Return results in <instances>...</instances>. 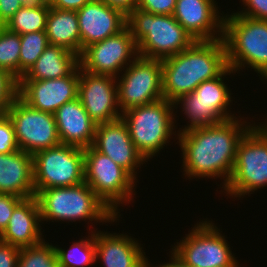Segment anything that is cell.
<instances>
[{
  "instance_id": "obj_39",
  "label": "cell",
  "mask_w": 267,
  "mask_h": 267,
  "mask_svg": "<svg viewBox=\"0 0 267 267\" xmlns=\"http://www.w3.org/2000/svg\"><path fill=\"white\" fill-rule=\"evenodd\" d=\"M110 7L119 9L126 16L136 8L137 0H101Z\"/></svg>"
},
{
  "instance_id": "obj_36",
  "label": "cell",
  "mask_w": 267,
  "mask_h": 267,
  "mask_svg": "<svg viewBox=\"0 0 267 267\" xmlns=\"http://www.w3.org/2000/svg\"><path fill=\"white\" fill-rule=\"evenodd\" d=\"M20 249L0 240V267H16Z\"/></svg>"
},
{
  "instance_id": "obj_37",
  "label": "cell",
  "mask_w": 267,
  "mask_h": 267,
  "mask_svg": "<svg viewBox=\"0 0 267 267\" xmlns=\"http://www.w3.org/2000/svg\"><path fill=\"white\" fill-rule=\"evenodd\" d=\"M22 0H0V23L7 21L22 7Z\"/></svg>"
},
{
  "instance_id": "obj_33",
  "label": "cell",
  "mask_w": 267,
  "mask_h": 267,
  "mask_svg": "<svg viewBox=\"0 0 267 267\" xmlns=\"http://www.w3.org/2000/svg\"><path fill=\"white\" fill-rule=\"evenodd\" d=\"M177 0H137L136 8L152 14L173 15Z\"/></svg>"
},
{
  "instance_id": "obj_5",
  "label": "cell",
  "mask_w": 267,
  "mask_h": 267,
  "mask_svg": "<svg viewBox=\"0 0 267 267\" xmlns=\"http://www.w3.org/2000/svg\"><path fill=\"white\" fill-rule=\"evenodd\" d=\"M35 197L41 221L89 220L112 223L119 220L86 182L71 187L43 189Z\"/></svg>"
},
{
  "instance_id": "obj_8",
  "label": "cell",
  "mask_w": 267,
  "mask_h": 267,
  "mask_svg": "<svg viewBox=\"0 0 267 267\" xmlns=\"http://www.w3.org/2000/svg\"><path fill=\"white\" fill-rule=\"evenodd\" d=\"M234 71L227 67L218 77L202 82L196 89L180 96L173 102L175 109L181 103L182 112L189 120L187 126L177 131L178 134L184 133L195 128H202L212 124H219L222 121L235 118L234 114L227 111L231 100L230 90L225 84V75H230Z\"/></svg>"
},
{
  "instance_id": "obj_22",
  "label": "cell",
  "mask_w": 267,
  "mask_h": 267,
  "mask_svg": "<svg viewBox=\"0 0 267 267\" xmlns=\"http://www.w3.org/2000/svg\"><path fill=\"white\" fill-rule=\"evenodd\" d=\"M39 222L42 221L37 198L23 199L14 208L0 240L19 249L37 245L44 240Z\"/></svg>"
},
{
  "instance_id": "obj_19",
  "label": "cell",
  "mask_w": 267,
  "mask_h": 267,
  "mask_svg": "<svg viewBox=\"0 0 267 267\" xmlns=\"http://www.w3.org/2000/svg\"><path fill=\"white\" fill-rule=\"evenodd\" d=\"M77 17L81 35V53L89 45L113 36L127 26V16L101 0H90L77 10Z\"/></svg>"
},
{
  "instance_id": "obj_21",
  "label": "cell",
  "mask_w": 267,
  "mask_h": 267,
  "mask_svg": "<svg viewBox=\"0 0 267 267\" xmlns=\"http://www.w3.org/2000/svg\"><path fill=\"white\" fill-rule=\"evenodd\" d=\"M54 117L61 144L83 149L93 146L97 124L90 118L78 97L59 107Z\"/></svg>"
},
{
  "instance_id": "obj_18",
  "label": "cell",
  "mask_w": 267,
  "mask_h": 267,
  "mask_svg": "<svg viewBox=\"0 0 267 267\" xmlns=\"http://www.w3.org/2000/svg\"><path fill=\"white\" fill-rule=\"evenodd\" d=\"M215 2L214 0H177L173 17L195 41L222 39L224 16L219 15L220 12L217 9L219 7H216Z\"/></svg>"
},
{
  "instance_id": "obj_34",
  "label": "cell",
  "mask_w": 267,
  "mask_h": 267,
  "mask_svg": "<svg viewBox=\"0 0 267 267\" xmlns=\"http://www.w3.org/2000/svg\"><path fill=\"white\" fill-rule=\"evenodd\" d=\"M23 198L6 193H0V234L4 231L13 214L14 208Z\"/></svg>"
},
{
  "instance_id": "obj_17",
  "label": "cell",
  "mask_w": 267,
  "mask_h": 267,
  "mask_svg": "<svg viewBox=\"0 0 267 267\" xmlns=\"http://www.w3.org/2000/svg\"><path fill=\"white\" fill-rule=\"evenodd\" d=\"M93 147L111 158L137 180L136 169L141 164L143 165V162L145 163L146 160L136 149L126 123L122 118L98 124Z\"/></svg>"
},
{
  "instance_id": "obj_3",
  "label": "cell",
  "mask_w": 267,
  "mask_h": 267,
  "mask_svg": "<svg viewBox=\"0 0 267 267\" xmlns=\"http://www.w3.org/2000/svg\"><path fill=\"white\" fill-rule=\"evenodd\" d=\"M126 22L141 57L164 60L195 42L173 15L152 14L135 8L127 15Z\"/></svg>"
},
{
  "instance_id": "obj_20",
  "label": "cell",
  "mask_w": 267,
  "mask_h": 267,
  "mask_svg": "<svg viewBox=\"0 0 267 267\" xmlns=\"http://www.w3.org/2000/svg\"><path fill=\"white\" fill-rule=\"evenodd\" d=\"M94 239L96 262L102 260L104 267H151L143 247L131 236L94 230Z\"/></svg>"
},
{
  "instance_id": "obj_12",
  "label": "cell",
  "mask_w": 267,
  "mask_h": 267,
  "mask_svg": "<svg viewBox=\"0 0 267 267\" xmlns=\"http://www.w3.org/2000/svg\"><path fill=\"white\" fill-rule=\"evenodd\" d=\"M124 70L123 75L116 77L122 113L163 99L161 60L138 55Z\"/></svg>"
},
{
  "instance_id": "obj_14",
  "label": "cell",
  "mask_w": 267,
  "mask_h": 267,
  "mask_svg": "<svg viewBox=\"0 0 267 267\" xmlns=\"http://www.w3.org/2000/svg\"><path fill=\"white\" fill-rule=\"evenodd\" d=\"M137 56V43L126 26L119 33L86 47L79 56V65L93 74L118 77L119 71H124Z\"/></svg>"
},
{
  "instance_id": "obj_40",
  "label": "cell",
  "mask_w": 267,
  "mask_h": 267,
  "mask_svg": "<svg viewBox=\"0 0 267 267\" xmlns=\"http://www.w3.org/2000/svg\"><path fill=\"white\" fill-rule=\"evenodd\" d=\"M21 6L25 8H50V0H22Z\"/></svg>"
},
{
  "instance_id": "obj_29",
  "label": "cell",
  "mask_w": 267,
  "mask_h": 267,
  "mask_svg": "<svg viewBox=\"0 0 267 267\" xmlns=\"http://www.w3.org/2000/svg\"><path fill=\"white\" fill-rule=\"evenodd\" d=\"M20 40L19 80L50 45L46 31L30 32L20 35Z\"/></svg>"
},
{
  "instance_id": "obj_15",
  "label": "cell",
  "mask_w": 267,
  "mask_h": 267,
  "mask_svg": "<svg viewBox=\"0 0 267 267\" xmlns=\"http://www.w3.org/2000/svg\"><path fill=\"white\" fill-rule=\"evenodd\" d=\"M116 79L87 72L79 65L78 98L97 125L121 118Z\"/></svg>"
},
{
  "instance_id": "obj_2",
  "label": "cell",
  "mask_w": 267,
  "mask_h": 267,
  "mask_svg": "<svg viewBox=\"0 0 267 267\" xmlns=\"http://www.w3.org/2000/svg\"><path fill=\"white\" fill-rule=\"evenodd\" d=\"M161 62L163 99L170 102L218 77L228 67L223 39L195 41L183 52Z\"/></svg>"
},
{
  "instance_id": "obj_1",
  "label": "cell",
  "mask_w": 267,
  "mask_h": 267,
  "mask_svg": "<svg viewBox=\"0 0 267 267\" xmlns=\"http://www.w3.org/2000/svg\"><path fill=\"white\" fill-rule=\"evenodd\" d=\"M241 120L243 118L239 120L235 116L219 124L178 134L184 175L189 179L221 177L224 190L232 175L239 142L255 125Z\"/></svg>"
},
{
  "instance_id": "obj_27",
  "label": "cell",
  "mask_w": 267,
  "mask_h": 267,
  "mask_svg": "<svg viewBox=\"0 0 267 267\" xmlns=\"http://www.w3.org/2000/svg\"><path fill=\"white\" fill-rule=\"evenodd\" d=\"M49 8L21 7L4 25L8 30L23 35L46 30Z\"/></svg>"
},
{
  "instance_id": "obj_6",
  "label": "cell",
  "mask_w": 267,
  "mask_h": 267,
  "mask_svg": "<svg viewBox=\"0 0 267 267\" xmlns=\"http://www.w3.org/2000/svg\"><path fill=\"white\" fill-rule=\"evenodd\" d=\"M174 104L166 99L131 108L122 113L132 142L145 158H153L171 139L175 127Z\"/></svg>"
},
{
  "instance_id": "obj_9",
  "label": "cell",
  "mask_w": 267,
  "mask_h": 267,
  "mask_svg": "<svg viewBox=\"0 0 267 267\" xmlns=\"http://www.w3.org/2000/svg\"><path fill=\"white\" fill-rule=\"evenodd\" d=\"M136 180L93 146L84 148V182L116 215L118 205L131 202Z\"/></svg>"
},
{
  "instance_id": "obj_26",
  "label": "cell",
  "mask_w": 267,
  "mask_h": 267,
  "mask_svg": "<svg viewBox=\"0 0 267 267\" xmlns=\"http://www.w3.org/2000/svg\"><path fill=\"white\" fill-rule=\"evenodd\" d=\"M91 232L89 238L86 237L72 243L69 250L55 246L60 267H88L96 263L94 231L91 230Z\"/></svg>"
},
{
  "instance_id": "obj_7",
  "label": "cell",
  "mask_w": 267,
  "mask_h": 267,
  "mask_svg": "<svg viewBox=\"0 0 267 267\" xmlns=\"http://www.w3.org/2000/svg\"><path fill=\"white\" fill-rule=\"evenodd\" d=\"M267 186V126L253 125L239 142L231 178L224 190L240 197Z\"/></svg>"
},
{
  "instance_id": "obj_38",
  "label": "cell",
  "mask_w": 267,
  "mask_h": 267,
  "mask_svg": "<svg viewBox=\"0 0 267 267\" xmlns=\"http://www.w3.org/2000/svg\"><path fill=\"white\" fill-rule=\"evenodd\" d=\"M90 0H50V7L61 10H79Z\"/></svg>"
},
{
  "instance_id": "obj_41",
  "label": "cell",
  "mask_w": 267,
  "mask_h": 267,
  "mask_svg": "<svg viewBox=\"0 0 267 267\" xmlns=\"http://www.w3.org/2000/svg\"><path fill=\"white\" fill-rule=\"evenodd\" d=\"M170 262L164 263L162 265H157L158 267H190L185 265L181 260H179L173 253L171 254ZM155 266V267H157ZM152 267V266H151ZM154 267V266H153Z\"/></svg>"
},
{
  "instance_id": "obj_28",
  "label": "cell",
  "mask_w": 267,
  "mask_h": 267,
  "mask_svg": "<svg viewBox=\"0 0 267 267\" xmlns=\"http://www.w3.org/2000/svg\"><path fill=\"white\" fill-rule=\"evenodd\" d=\"M21 40L18 33L0 27V69L19 81Z\"/></svg>"
},
{
  "instance_id": "obj_35",
  "label": "cell",
  "mask_w": 267,
  "mask_h": 267,
  "mask_svg": "<svg viewBox=\"0 0 267 267\" xmlns=\"http://www.w3.org/2000/svg\"><path fill=\"white\" fill-rule=\"evenodd\" d=\"M243 10L234 14L267 21V0H242ZM245 9V10H244Z\"/></svg>"
},
{
  "instance_id": "obj_30",
  "label": "cell",
  "mask_w": 267,
  "mask_h": 267,
  "mask_svg": "<svg viewBox=\"0 0 267 267\" xmlns=\"http://www.w3.org/2000/svg\"><path fill=\"white\" fill-rule=\"evenodd\" d=\"M16 267H60L53 244L41 243L20 249Z\"/></svg>"
},
{
  "instance_id": "obj_23",
  "label": "cell",
  "mask_w": 267,
  "mask_h": 267,
  "mask_svg": "<svg viewBox=\"0 0 267 267\" xmlns=\"http://www.w3.org/2000/svg\"><path fill=\"white\" fill-rule=\"evenodd\" d=\"M0 193L23 199L35 196L33 155L20 149L0 154Z\"/></svg>"
},
{
  "instance_id": "obj_32",
  "label": "cell",
  "mask_w": 267,
  "mask_h": 267,
  "mask_svg": "<svg viewBox=\"0 0 267 267\" xmlns=\"http://www.w3.org/2000/svg\"><path fill=\"white\" fill-rule=\"evenodd\" d=\"M19 149L14 128L7 113L0 114V154L12 153Z\"/></svg>"
},
{
  "instance_id": "obj_24",
  "label": "cell",
  "mask_w": 267,
  "mask_h": 267,
  "mask_svg": "<svg viewBox=\"0 0 267 267\" xmlns=\"http://www.w3.org/2000/svg\"><path fill=\"white\" fill-rule=\"evenodd\" d=\"M79 65V56L62 46L49 45L20 80H49L68 76Z\"/></svg>"
},
{
  "instance_id": "obj_13",
  "label": "cell",
  "mask_w": 267,
  "mask_h": 267,
  "mask_svg": "<svg viewBox=\"0 0 267 267\" xmlns=\"http://www.w3.org/2000/svg\"><path fill=\"white\" fill-rule=\"evenodd\" d=\"M7 115L20 150L34 155L61 144L54 114L32 108L17 96Z\"/></svg>"
},
{
  "instance_id": "obj_16",
  "label": "cell",
  "mask_w": 267,
  "mask_h": 267,
  "mask_svg": "<svg viewBox=\"0 0 267 267\" xmlns=\"http://www.w3.org/2000/svg\"><path fill=\"white\" fill-rule=\"evenodd\" d=\"M79 65L68 75L49 80H19L18 96L34 109L54 114L78 97Z\"/></svg>"
},
{
  "instance_id": "obj_25",
  "label": "cell",
  "mask_w": 267,
  "mask_h": 267,
  "mask_svg": "<svg viewBox=\"0 0 267 267\" xmlns=\"http://www.w3.org/2000/svg\"><path fill=\"white\" fill-rule=\"evenodd\" d=\"M45 31L50 45L62 46L78 56L81 55V35L76 10L50 7Z\"/></svg>"
},
{
  "instance_id": "obj_4",
  "label": "cell",
  "mask_w": 267,
  "mask_h": 267,
  "mask_svg": "<svg viewBox=\"0 0 267 267\" xmlns=\"http://www.w3.org/2000/svg\"><path fill=\"white\" fill-rule=\"evenodd\" d=\"M223 42L234 73L247 67L267 78V21L232 13L224 15ZM247 66H246V65Z\"/></svg>"
},
{
  "instance_id": "obj_10",
  "label": "cell",
  "mask_w": 267,
  "mask_h": 267,
  "mask_svg": "<svg viewBox=\"0 0 267 267\" xmlns=\"http://www.w3.org/2000/svg\"><path fill=\"white\" fill-rule=\"evenodd\" d=\"M213 224L209 220L197 222L171 253L190 267H240L224 235Z\"/></svg>"
},
{
  "instance_id": "obj_11",
  "label": "cell",
  "mask_w": 267,
  "mask_h": 267,
  "mask_svg": "<svg viewBox=\"0 0 267 267\" xmlns=\"http://www.w3.org/2000/svg\"><path fill=\"white\" fill-rule=\"evenodd\" d=\"M35 195L54 187H71L84 182V149L59 144L33 155Z\"/></svg>"
},
{
  "instance_id": "obj_31",
  "label": "cell",
  "mask_w": 267,
  "mask_h": 267,
  "mask_svg": "<svg viewBox=\"0 0 267 267\" xmlns=\"http://www.w3.org/2000/svg\"><path fill=\"white\" fill-rule=\"evenodd\" d=\"M18 96V81L0 69V114H5Z\"/></svg>"
}]
</instances>
